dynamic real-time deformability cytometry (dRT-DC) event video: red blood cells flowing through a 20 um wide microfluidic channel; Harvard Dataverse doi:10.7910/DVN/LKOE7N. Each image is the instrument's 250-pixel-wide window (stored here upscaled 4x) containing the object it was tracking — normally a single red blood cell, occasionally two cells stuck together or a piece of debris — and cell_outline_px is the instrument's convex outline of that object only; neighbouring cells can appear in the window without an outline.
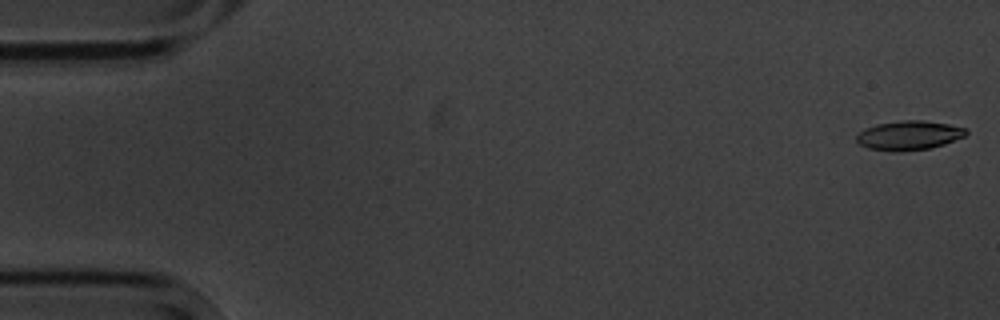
{"species": "common noctule bat (a hibernating species)", "species_latin": "Nyctalus noctula", "temperature_condition": "cold", "stored_images_in_passage": 6, "camera_frame_rate_fps": 3000, "um_per_image_px": 0.085, "animal": {"sex": "male", "body_mass_g": 20.1, "forearm_length_mm": 53.5}, "frame": {"image": 1, "passage_image": 1, "time_ms": 0.0, "image_size_px": [1000, 320], "cell_outline_px": [[968, 132], [964, 136], [944, 144], [928, 148], [900, 152], [896, 152], [868, 148], [860, 144], [856, 140], [856, 136], [864, 128], [876, 124], [900, 120], [924, 120], [948, 124], [968, 128]], "centroid_in_image_um": [77.25, 11.5], "position_along_channel_um": 7.7, "area_um2": 18.73}}
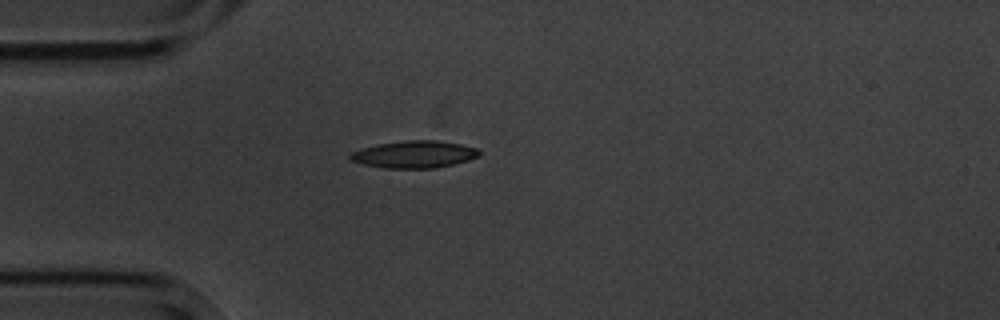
{"frame": {"image": 2, "passage_image": 5, "time_ms": 4.667, "image_size_px": [1000, 320], "cell_outline_px": [[480, 156], [468, 160], [436, 168], [384, 168], [364, 164], [352, 160], [348, 156], [352, 152], [360, 148], [376, 144], [408, 140], [436, 140], [460, 144], [476, 148], [480, 152]], "centroid_in_image_um": [35.2, 13.11], "position_along_channel_um": 49.8, "area_um2": 20.35}}